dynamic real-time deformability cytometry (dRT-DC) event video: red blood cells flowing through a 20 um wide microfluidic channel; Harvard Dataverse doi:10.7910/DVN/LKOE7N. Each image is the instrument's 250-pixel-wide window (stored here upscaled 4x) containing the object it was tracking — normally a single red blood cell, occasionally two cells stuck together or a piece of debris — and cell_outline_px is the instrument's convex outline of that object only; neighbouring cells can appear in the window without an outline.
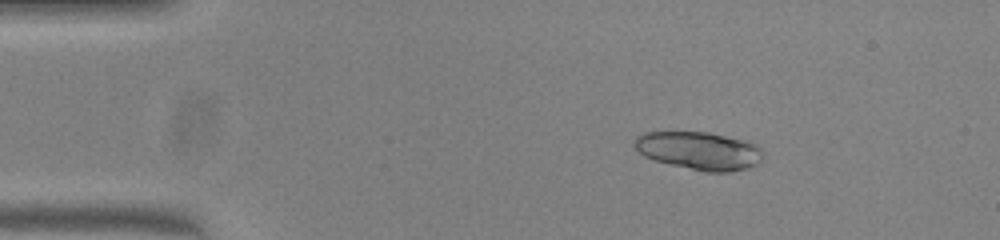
{"species": "common noctule bat (a hibernating species)", "species_latin": "Nyctalus noctula", "temperature_condition": "warm", "stored_images_in_passage": 49, "camera_frame_rate_fps": 3000, "um_per_image_px": 0.085, "animal": {"sex": "female", "body_mass_g": 23.0, "forearm_length_mm": 53.4}, "frame": {"image": 1, "passage_image": 7, "time_ms": 2.0, "image_size_px": [1000, 240], "cell_outline_px": [[764, 156], [760, 164], [732, 172], [704, 172], [656, 160], [644, 156], [632, 144], [636, 136], [644, 132], [708, 132], [748, 140], [756, 144], [760, 148]], "centroid_in_image_um": [59.48, 12.8], "position_along_channel_um": 25.5, "area_um2": 28.73}}
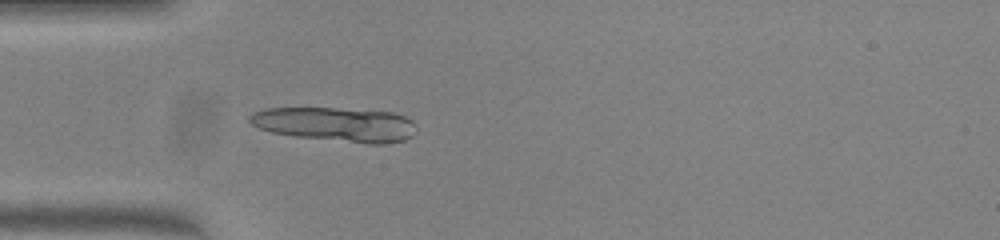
{"frame": {"image": 2, "passage_image": 14, "time_ms": 4.333, "image_size_px": [1000, 240], "cell_outline_px": [[416, 132], [412, 136], [404, 140], [384, 144], [368, 144], [296, 136], [272, 132], [260, 128], [252, 124], [248, 120], [248, 116], [252, 112], [268, 108], [336, 108], [392, 112], [404, 116], [412, 120], [416, 128]], "centroid_in_image_um": [28.56, 10.57], "position_along_channel_um": 56.4, "area_um2": 33.29}, "authors_computed_cell_mechanics": {"area_um2": 28.9578, "velocity_mm_per_s": 4.0149, "shape_relaxation_time_tau1_ms": 1.6892, "shape_relaxation_time_tau2_ms": null, "deformation_change_tau1": 0.3154, "deformation_change_tau2": null}}